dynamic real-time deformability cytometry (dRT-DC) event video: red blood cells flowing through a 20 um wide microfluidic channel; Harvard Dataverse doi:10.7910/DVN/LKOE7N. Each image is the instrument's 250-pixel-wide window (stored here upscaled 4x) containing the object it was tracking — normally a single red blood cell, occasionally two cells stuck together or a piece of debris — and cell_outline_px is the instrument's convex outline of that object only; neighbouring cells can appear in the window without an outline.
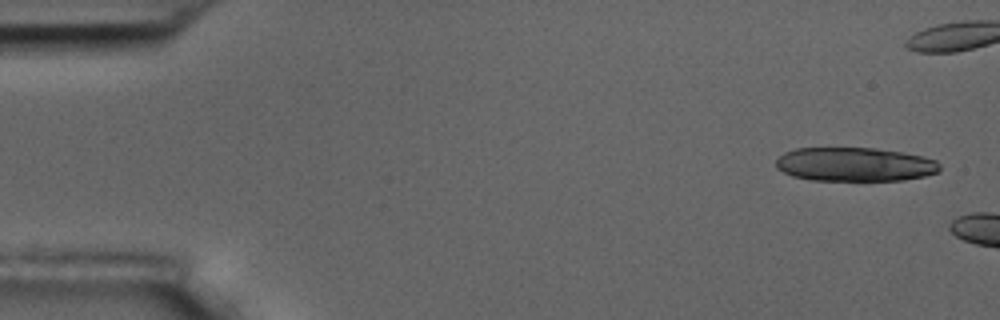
{"species": "common noctule bat (a hibernating species)", "species_latin": "Nyctalus noctula", "temperature_condition": "room temperature", "stored_images_in_passage": 2, "camera_frame_rate_fps": 3000, "um_per_image_px": 0.085, "animal": {"sex": "male", "body_mass_g": 17.5, "forearm_length_mm": 52.3}, "frame": {"image": 1, "passage_image": 1, "time_ms": 0.0, "image_size_px": [1000, 320], "cell_outline_px": [[940, 172], [924, 176], [904, 180], [812, 180], [792, 176], [776, 168], [776, 160], [784, 152], [796, 148], [872, 148], [900, 152], [920, 156], [936, 160], [940, 164]], "centroid_in_image_um": [72.65, 13.97], "position_along_channel_um": 12.4, "area_um2": 32.25}}